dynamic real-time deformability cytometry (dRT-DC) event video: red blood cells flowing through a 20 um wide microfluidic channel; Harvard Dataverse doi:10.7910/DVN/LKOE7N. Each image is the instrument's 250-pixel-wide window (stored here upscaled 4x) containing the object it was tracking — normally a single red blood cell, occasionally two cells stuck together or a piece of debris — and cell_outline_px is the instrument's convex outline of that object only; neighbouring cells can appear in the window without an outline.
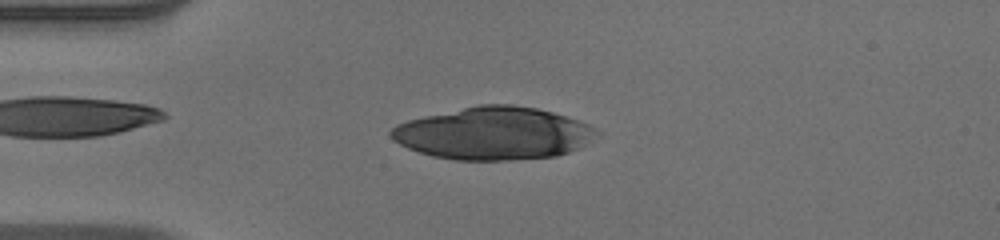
{"species": "human", "species_latin": "Homo sapiens", "temperature_condition": "warm", "stored_images_in_passage": 42, "camera_frame_rate_fps": 3000, "um_per_image_px": 0.085, "donor": {"sex": "male"}, "frame": {"image": 1, "passage_image": 4, "time_ms": 1.0, "image_size_px": [1000, 240], "cell_outline_px": [[600, 132], [584, 144], [568, 152], [556, 156], [512, 160], [452, 160], [432, 156], [408, 148], [392, 140], [388, 132], [396, 124], [408, 120], [424, 116], [480, 104], [512, 104], [536, 108], [552, 112], [588, 124], [596, 128]], "centroid_in_image_um": [41.91, 11.34], "position_along_channel_um": 43.1, "area_um2": 62.77}}